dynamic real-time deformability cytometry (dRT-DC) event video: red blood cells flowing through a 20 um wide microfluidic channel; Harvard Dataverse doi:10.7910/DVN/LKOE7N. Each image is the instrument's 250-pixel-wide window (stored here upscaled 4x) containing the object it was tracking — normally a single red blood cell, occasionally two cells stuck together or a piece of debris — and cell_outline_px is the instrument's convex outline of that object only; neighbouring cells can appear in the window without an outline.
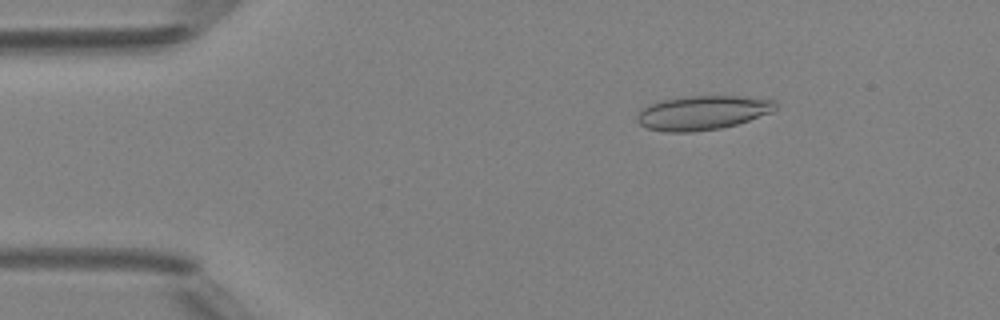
{"species": "Egyptian fruit bat (a non-hibernating species)", "species_latin": "Rousettus aegyptiacus", "temperature_condition": "room temperature", "stored_images_in_passage": 49, "camera_frame_rate_fps": 3000, "um_per_image_px": 0.085, "animal": {"sex": "female"}, "frame": {"image": 1, "passage_image": 8, "time_ms": 2.333, "image_size_px": [1000, 320], "cell_outline_px": [[776, 108], [772, 112], [736, 124], [720, 128], [692, 132], [668, 132], [648, 128], [640, 124], [636, 120], [636, 116], [640, 108], [660, 100], [680, 96], [772, 96], [776, 100]], "centroid_in_image_um": [59.76, 9.55], "position_along_channel_um": 25.2, "area_um2": 28.15}}
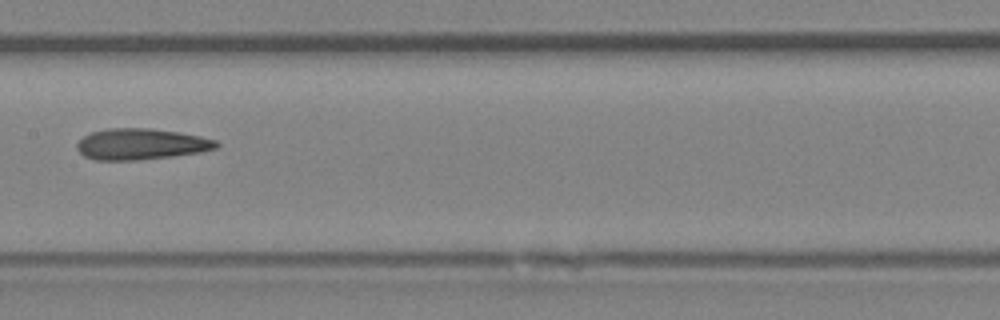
{"frame": {"image": 2, "passage_image": 25, "time_ms": 8.0, "image_size_px": [1000, 320], "cell_outline_px": [[220, 144], [216, 148], [200, 152], [172, 156], [136, 160], [96, 160], [84, 156], [76, 148], [76, 144], [84, 136], [92, 132], [108, 128], [148, 128], [180, 132], [200, 136], [216, 140]], "centroid_in_image_um": [11.99, 12.24], "position_along_channel_um": 195.4, "area_um2": 25.2}}
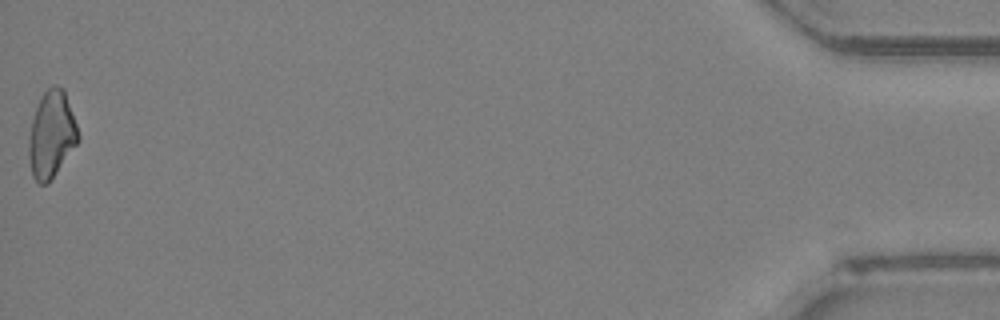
{"frame": {"image": 3, "passage_image": 49, "time_ms": 16.0, "image_size_px": [1000, 320], "cell_outline_px": [[80, 140], [48, 184], [40, 184], [32, 176], [28, 156], [28, 140], [32, 120], [36, 108], [44, 92], [52, 84], [56, 84], [64, 88], [80, 136]], "centroid_in_image_um": [4.38, 11.44], "position_along_channel_um": 430.8, "area_um2": 25.03}, "authors_computed_cell_mechanics": {"area_um2": 25.2586, "velocity_mm_per_s": 4.2122, "shape_relaxation_time_tau1_ms": 5.504, "shape_relaxation_time_tau2_ms": 3.4135, "deformation_change_tau1": 0.1141, "deformation_change_tau2": 0.1251}}